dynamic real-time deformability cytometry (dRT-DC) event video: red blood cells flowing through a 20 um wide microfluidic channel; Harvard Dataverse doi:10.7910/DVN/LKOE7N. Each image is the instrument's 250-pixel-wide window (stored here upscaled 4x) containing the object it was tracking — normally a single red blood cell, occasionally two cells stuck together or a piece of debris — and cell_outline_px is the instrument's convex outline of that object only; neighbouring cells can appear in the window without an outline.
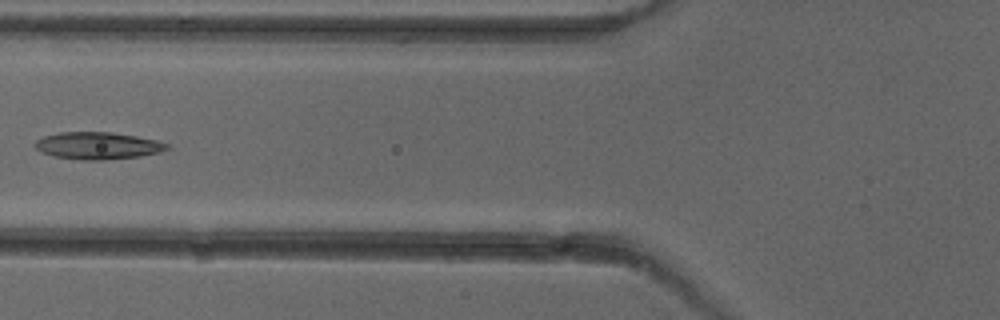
{"species": "common noctule bat (a hibernating species)", "species_latin": "Nyctalus noctula", "temperature_condition": "cold", "stored_images_in_passage": 6, "camera_frame_rate_fps": 3000, "um_per_image_px": 0.085, "animal": {"sex": "female"}, "frame": {"image": 1, "passage_image": 6, "time_ms": 6.667, "image_size_px": [1000, 320], "cell_outline_px": [[172, 148], [160, 152], [140, 156], [104, 160], [80, 160], [52, 156], [40, 152], [36, 148], [36, 140], [44, 136], [60, 132], [112, 132], [136, 136], [156, 140], [168, 144]], "centroid_in_image_um": [8.32, 12.39], "position_along_channel_um": 117.5, "area_um2": 20.98}}